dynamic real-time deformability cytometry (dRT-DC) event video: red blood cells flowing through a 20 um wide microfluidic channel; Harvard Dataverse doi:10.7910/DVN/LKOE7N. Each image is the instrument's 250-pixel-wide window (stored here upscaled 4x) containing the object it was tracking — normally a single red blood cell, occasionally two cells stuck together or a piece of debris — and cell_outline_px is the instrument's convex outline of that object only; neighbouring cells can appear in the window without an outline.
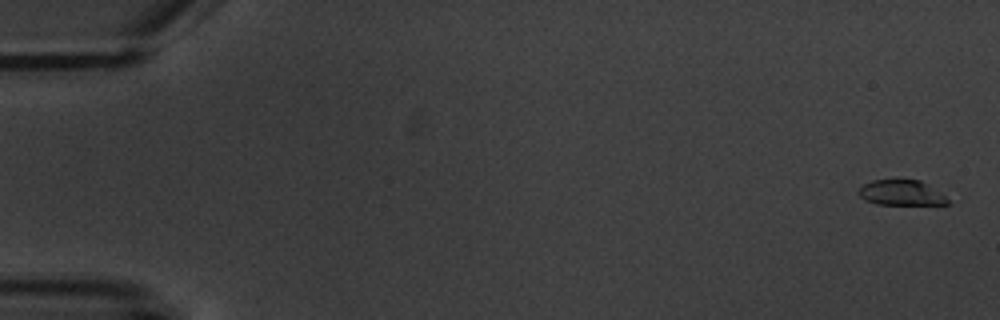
{"species": "common noctule bat (a hibernating species)", "species_latin": "Nyctalus noctula", "temperature_condition": "warm", "stored_images_in_passage": 7, "camera_frame_rate_fps": 3000, "um_per_image_px": 0.085, "animal": {"sex": "male", "body_mass_g": 20.1, "forearm_length_mm": 53.5}, "frame": {"image": 1, "passage_image": 1, "time_ms": 0.0, "image_size_px": [1000, 320], "cell_outline_px": [[948, 204], [876, 204], [864, 200], [856, 192], [864, 184], [872, 180], [920, 180], [944, 196], [948, 200]], "centroid_in_image_um": [76.53, 16.39], "position_along_channel_um": 8.5, "area_um2": 12.83}}
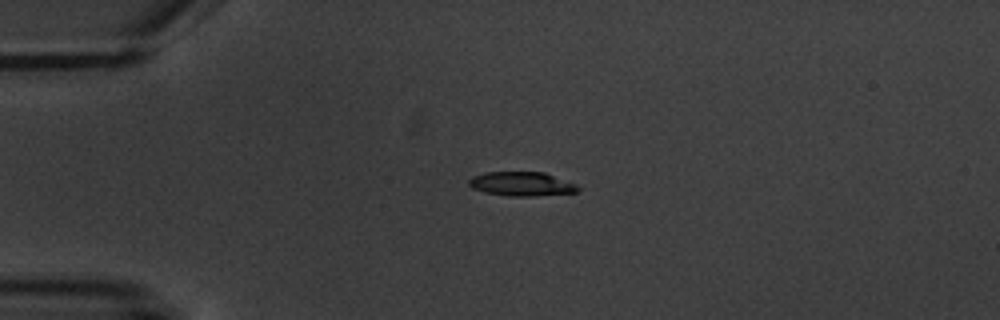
{"frame": {"image": 2, "passage_image": 4, "time_ms": 4.333, "image_size_px": [1000, 320], "cell_outline_px": [[580, 188], [576, 192], [536, 196], [508, 196], [484, 192], [472, 188], [468, 184], [468, 180], [472, 176], [484, 172], [544, 172], [576, 184]], "centroid_in_image_um": [44.31, 15.63], "position_along_channel_um": 40.7, "area_um2": 15.37}}